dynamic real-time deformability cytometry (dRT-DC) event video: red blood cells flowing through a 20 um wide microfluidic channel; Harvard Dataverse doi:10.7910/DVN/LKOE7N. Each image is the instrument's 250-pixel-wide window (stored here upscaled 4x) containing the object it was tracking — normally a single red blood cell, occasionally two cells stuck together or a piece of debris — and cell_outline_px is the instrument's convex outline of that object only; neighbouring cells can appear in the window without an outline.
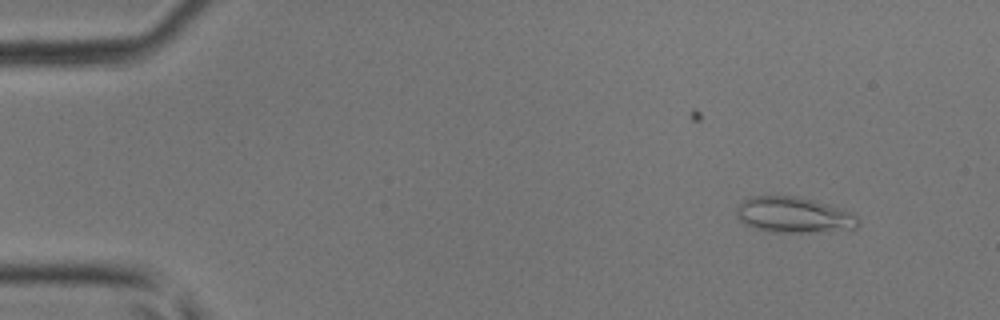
{"species": "common noctule bat (a hibernating species)", "species_latin": "Nyctalus noctula", "temperature_condition": "room temperature", "stored_images_in_passage": 44, "camera_frame_rate_fps": 3000, "um_per_image_px": 0.085, "animal": {"sex": "male", "body_mass_g": 17.9, "forearm_length_mm": 54.2}, "frame": {"image": 1, "passage_image": 4, "time_ms": 1.0, "image_size_px": [1000, 320], "cell_outline_px": [[860, 224], [856, 228], [816, 232], [768, 232], [744, 224], [736, 216], [736, 208], [744, 200], [752, 196], [800, 196], [856, 212], [860, 220]], "centroid_in_image_um": [67.52, 18.27], "position_along_channel_um": 17.5, "area_um2": 25.72}}
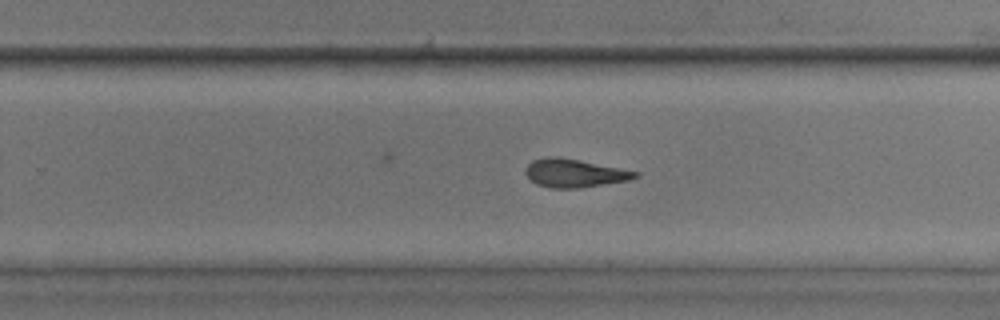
{"frame": {"image": 2, "passage_image": 28, "time_ms": 9.0, "image_size_px": [1000, 320], "cell_outline_px": [[640, 176], [628, 180], [580, 188], [552, 188], [536, 184], [524, 172], [524, 168], [532, 160], [548, 156], [560, 156], [640, 172]], "centroid_in_image_um": [48.81, 14.7], "position_along_channel_um": 281.0, "area_um2": 18.15}}
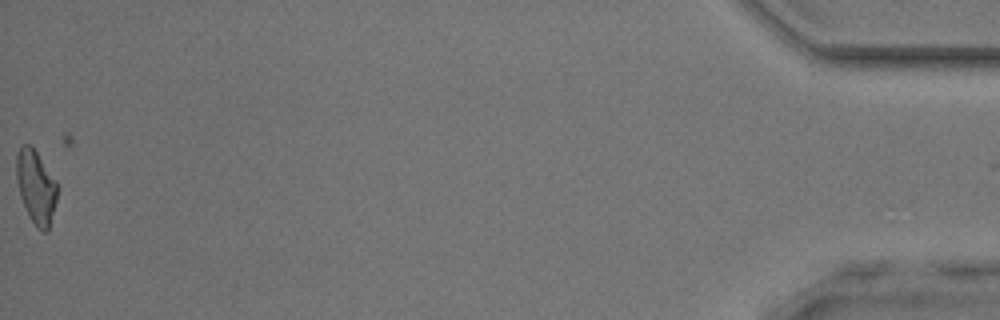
{"frame": {"image": 3, "passage_image": 44, "time_ms": 14.333, "image_size_px": [1000, 320], "cell_outline_px": [[60, 188], [48, 232], [44, 232], [36, 228], [28, 216], [20, 196], [16, 180], [16, 156], [20, 148], [24, 144], [32, 144], [56, 180]], "centroid_in_image_um": [3.08, 15.9], "position_along_channel_um": 432.1, "area_um2": 18.03}}